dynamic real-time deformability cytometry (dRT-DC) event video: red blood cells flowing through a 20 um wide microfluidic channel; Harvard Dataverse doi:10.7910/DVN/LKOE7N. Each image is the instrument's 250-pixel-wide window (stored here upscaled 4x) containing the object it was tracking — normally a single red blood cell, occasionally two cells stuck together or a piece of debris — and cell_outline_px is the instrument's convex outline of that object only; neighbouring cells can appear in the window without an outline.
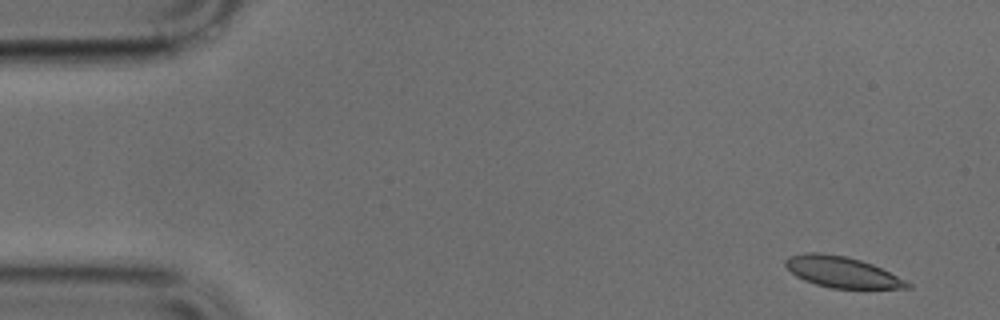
{"species": "common noctule bat (a hibernating species)", "species_latin": "Nyctalus noctula", "temperature_condition": "cold", "stored_images_in_passage": 48, "camera_frame_rate_fps": 3000, "um_per_image_px": 0.085, "animal": {"sex": "male", "body_mass_g": 17.9, "forearm_length_mm": 54.2}, "frame": {"image": 1, "passage_image": 1, "time_ms": 0.0, "image_size_px": [1000, 320], "cell_outline_px": [[912, 288], [832, 288], [816, 284], [804, 280], [796, 276], [784, 264], [784, 260], [788, 256], [804, 252], [816, 252], [844, 256], [860, 260], [872, 264], [912, 284]], "centroid_in_image_um": [71.52, 23.11], "position_along_channel_um": 13.5, "area_um2": 21.68}}
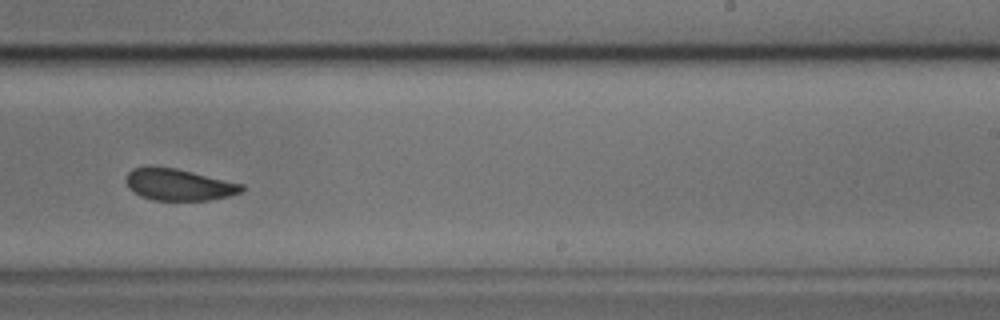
{"frame": {"image": 2, "passage_image": 29, "time_ms": 9.333, "image_size_px": [1000, 320], "cell_outline_px": [[244, 188], [240, 192], [228, 196], [208, 200], [152, 200], [140, 196], [132, 192], [128, 188], [124, 180], [128, 172], [132, 168], [176, 168], [244, 184]], "centroid_in_image_um": [15.17, 15.71], "position_along_channel_um": 273.8, "area_um2": 21.15}}
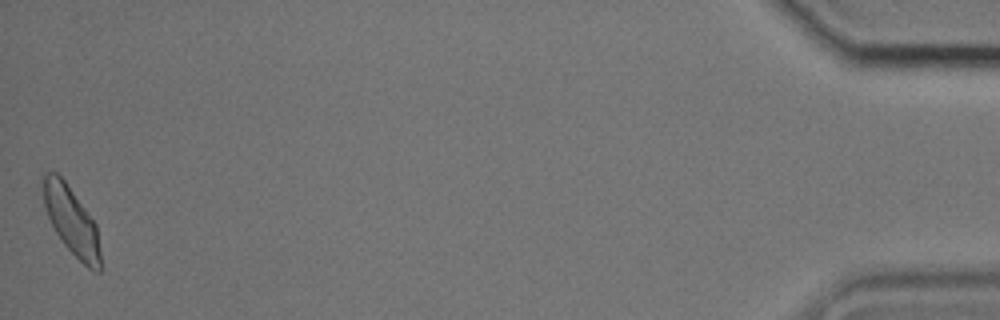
{"frame": {"image": 3, "passage_image": 48, "time_ms": 15.667, "image_size_px": [1000, 320], "cell_outline_px": [[100, 272], [96, 272], [88, 268], [64, 244], [56, 232], [48, 216], [44, 204], [44, 176], [48, 172], [56, 172], [64, 180], [96, 224], [100, 252]], "centroid_in_image_um": [6.09, 18.8], "position_along_channel_um": 429.1, "area_um2": 21.91}}